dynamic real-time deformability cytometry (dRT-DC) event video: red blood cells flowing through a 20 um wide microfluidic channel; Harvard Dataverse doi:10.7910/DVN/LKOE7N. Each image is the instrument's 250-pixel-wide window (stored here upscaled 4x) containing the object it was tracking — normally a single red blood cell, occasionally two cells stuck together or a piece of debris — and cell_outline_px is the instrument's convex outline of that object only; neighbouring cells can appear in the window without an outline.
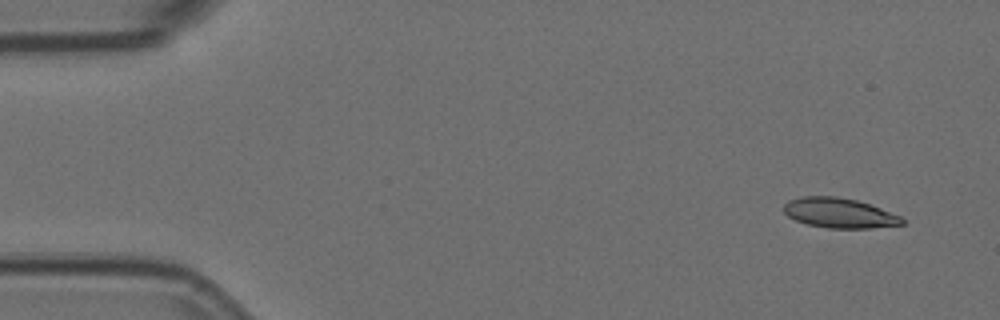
{"species": "Egyptian fruit bat (a non-hibernating species)", "species_latin": "Rousettus aegyptiacus", "temperature_condition": "room temperature", "stored_images_in_passage": 6, "camera_frame_rate_fps": 3000, "um_per_image_px": 0.085, "animal": {"sex": "female"}, "frame": {"image": 1, "passage_image": 1, "time_ms": 0.0, "image_size_px": [1000, 320], "cell_outline_px": [[904, 224], [872, 228], [828, 228], [808, 224], [796, 220], [788, 216], [784, 212], [784, 204], [788, 200], [800, 196], [836, 196], [856, 200], [880, 208], [900, 216], [904, 220]], "centroid_in_image_um": [71.32, 18.1], "position_along_channel_um": 13.7, "area_um2": 20.52}}
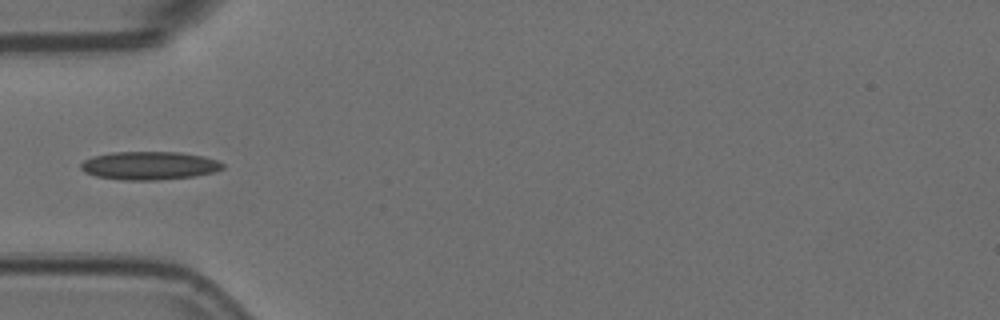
{"frame": {"image": 2, "passage_image": 5, "time_ms": 1.333, "image_size_px": [1000, 320], "cell_outline_px": [[224, 168], [216, 172], [196, 176], [156, 180], [120, 180], [96, 176], [84, 172], [80, 168], [80, 164], [84, 160], [92, 156], [112, 152], [180, 152], [200, 156], [216, 160], [224, 164]], "centroid_in_image_um": [12.67, 14.08], "position_along_channel_um": 72.3, "area_um2": 23.47}}
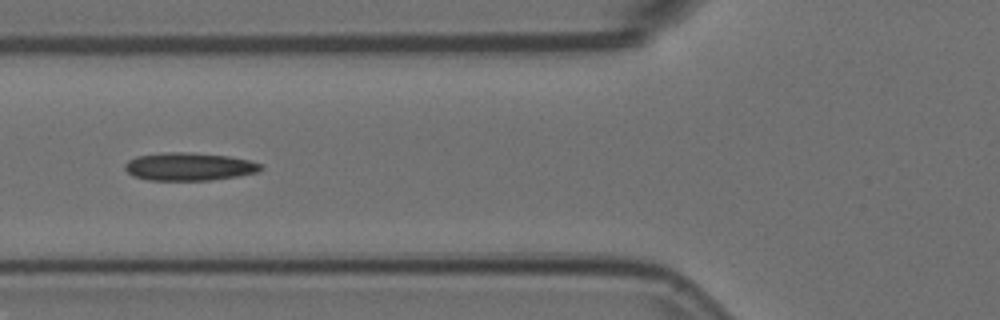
{"frame": {"image": 3, "passage_image": 6, "time_ms": 1.667, "image_size_px": [1000, 320], "cell_outline_px": [[264, 168], [260, 172], [240, 176], [208, 180], [148, 180], [132, 176], [124, 168], [124, 164], [128, 160], [136, 156], [168, 152], [192, 152], [228, 156], [248, 160], [264, 164]], "centroid_in_image_um": [16.11, 14.16], "position_along_channel_um": 109.7, "area_um2": 22.37}}